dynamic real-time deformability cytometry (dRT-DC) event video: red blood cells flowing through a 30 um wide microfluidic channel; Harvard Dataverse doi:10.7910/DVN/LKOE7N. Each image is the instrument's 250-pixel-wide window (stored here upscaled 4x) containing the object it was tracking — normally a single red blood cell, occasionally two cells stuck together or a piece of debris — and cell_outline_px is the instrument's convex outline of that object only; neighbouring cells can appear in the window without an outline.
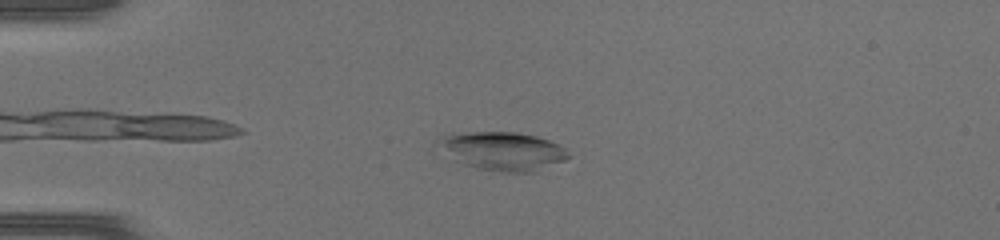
{"species": "common noctule bat (a hibernating species)", "species_latin": "Nyctalus noctula", "temperature_condition": "warm", "stored_images_in_passage": 42, "camera_frame_rate_fps": 3000, "um_per_image_px": 0.085, "animal": {"sex": "female", "body_mass_g": 17.0, "forearm_length_mm": 48.0}, "frame": {"image": 1, "passage_image": 5, "time_ms": 1.333, "image_size_px": [1000, 240], "cell_outline_px": [[568, 156], [564, 160], [536, 172], [500, 172], [476, 168], [464, 164], [432, 148], [432, 144], [436, 140], [444, 136], [468, 132], [516, 132], [536, 136], [560, 144], [568, 152]], "centroid_in_image_um": [42.64, 12.84], "position_along_channel_um": 42.4, "area_um2": 29.54}}
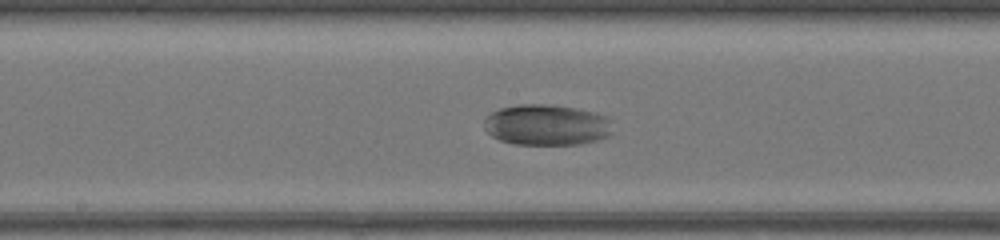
{"frame": {"image": 2, "passage_image": 19, "time_ms": 6.0, "image_size_px": [1000, 240], "cell_outline_px": [[612, 132], [608, 136], [596, 140], [580, 144], [516, 144], [500, 140], [492, 136], [484, 128], [484, 116], [500, 108], [520, 104], [548, 104], [576, 108], [596, 112], [608, 116]], "centroid_in_image_um": [46.45, 10.6], "position_along_channel_um": 201.7, "area_um2": 30.75}}
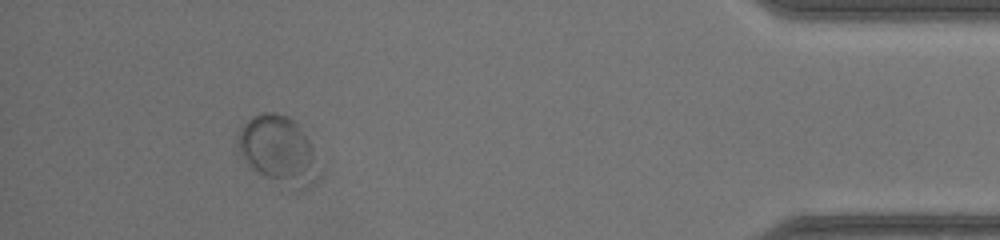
{"frame": {"image": 3, "passage_image": 38, "time_ms": 12.333, "image_size_px": [1000, 240], "cell_outline_px": [[324, 176], [312, 188], [304, 192], [300, 192], [260, 176], [236, 152], [236, 132], [252, 116], [264, 112], [276, 112], [288, 116], [296, 124], [312, 144]], "centroid_in_image_um": [23.72, 12.85], "position_along_channel_um": 411.5, "area_um2": 33.81}}